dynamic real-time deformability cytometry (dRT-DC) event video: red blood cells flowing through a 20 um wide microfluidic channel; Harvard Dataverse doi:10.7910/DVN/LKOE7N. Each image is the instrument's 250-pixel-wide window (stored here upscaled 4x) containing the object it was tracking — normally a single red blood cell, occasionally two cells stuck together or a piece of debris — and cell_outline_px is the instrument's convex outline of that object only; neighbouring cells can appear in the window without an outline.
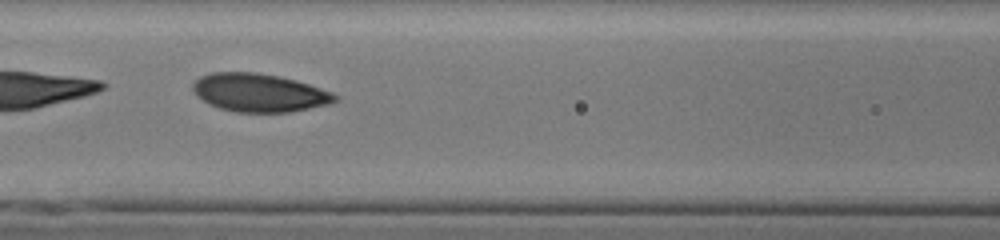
{"species": "human", "species_latin": "Homo sapiens", "temperature_condition": "cold", "stored_images_in_passage": 30, "segment_of_instrument_passage": [2, 2], "camera_frame_rate_fps": 3000, "um_per_image_px": 0.085, "donor": {"sex": "male"}, "frame": {"image": 1, "passage_image": 24, "time_ms": 7.667, "image_size_px": [1000, 240], "cell_outline_px": [[340, 100], [328, 104], [288, 112], [236, 112], [220, 108], [208, 104], [192, 88], [192, 84], [200, 76], [212, 72], [256, 72], [296, 80], [332, 92], [340, 96]], "centroid_in_image_um": [22.06, 7.88], "position_along_channel_um": 144.5, "area_um2": 31.44}}